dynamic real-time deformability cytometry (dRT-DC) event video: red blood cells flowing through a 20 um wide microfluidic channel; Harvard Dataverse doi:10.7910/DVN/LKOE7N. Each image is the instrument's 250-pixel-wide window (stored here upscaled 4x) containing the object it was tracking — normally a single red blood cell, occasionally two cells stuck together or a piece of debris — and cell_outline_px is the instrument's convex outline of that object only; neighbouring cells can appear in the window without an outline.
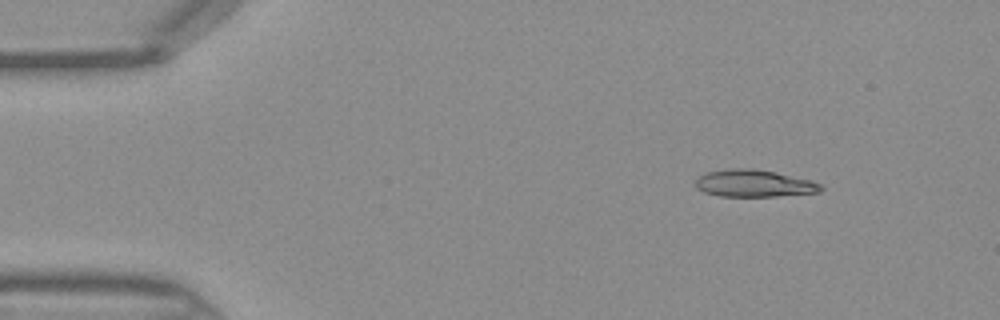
{"species": "Egyptian fruit bat (a non-hibernating species)", "species_latin": "Rousettus aegyptiacus", "temperature_condition": "warm", "stored_images_in_passage": 40, "camera_frame_rate_fps": 3000, "um_per_image_px": 0.085, "frame": {"image": 1, "passage_image": 1, "time_ms": 0.0, "image_size_px": [1000, 320], "cell_outline_px": [[824, 188], [820, 192], [776, 196], [720, 196], [704, 192], [696, 188], [696, 180], [700, 176], [708, 172], [732, 168], [752, 168], [776, 172], [812, 180], [820, 184]], "centroid_in_image_um": [64.12, 15.59], "position_along_channel_um": 20.9, "area_um2": 19.77}}
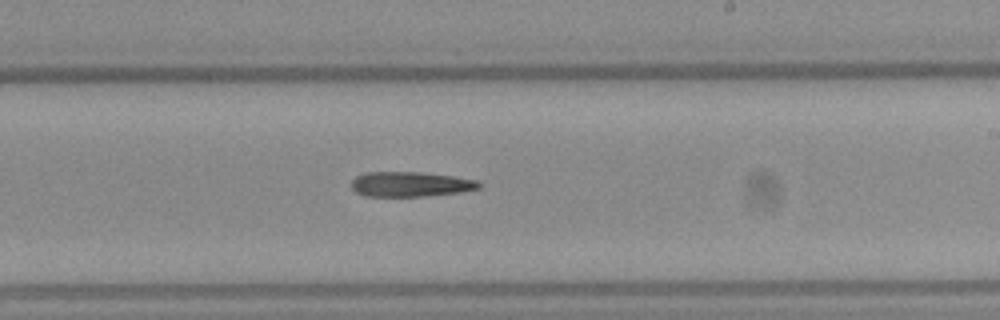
{"frame": {"image": 2, "passage_image": 22, "time_ms": 7.0, "image_size_px": [1000, 320], "cell_outline_px": [[480, 188], [460, 192], [428, 196], [364, 196], [356, 192], [352, 188], [352, 180], [356, 176], [368, 172], [424, 172], [480, 180]], "centroid_in_image_um": [34.91, 15.65], "position_along_channel_um": 254.1, "area_um2": 18.61}}
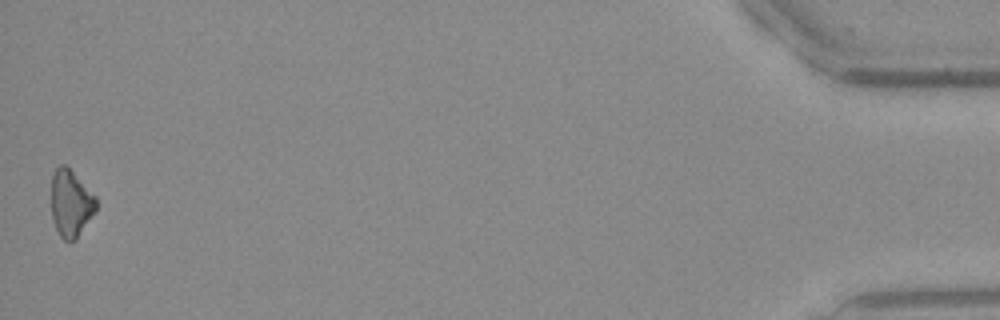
{"frame": {"image": 3, "passage_image": 40, "time_ms": 13.0, "image_size_px": [1000, 320], "cell_outline_px": [[96, 212], [76, 240], [64, 240], [60, 236], [56, 228], [52, 216], [52, 176], [56, 168], [60, 164], [64, 164], [96, 196]], "centroid_in_image_um": [6.03, 17.31], "position_along_channel_um": 429.2, "area_um2": 17.34}}